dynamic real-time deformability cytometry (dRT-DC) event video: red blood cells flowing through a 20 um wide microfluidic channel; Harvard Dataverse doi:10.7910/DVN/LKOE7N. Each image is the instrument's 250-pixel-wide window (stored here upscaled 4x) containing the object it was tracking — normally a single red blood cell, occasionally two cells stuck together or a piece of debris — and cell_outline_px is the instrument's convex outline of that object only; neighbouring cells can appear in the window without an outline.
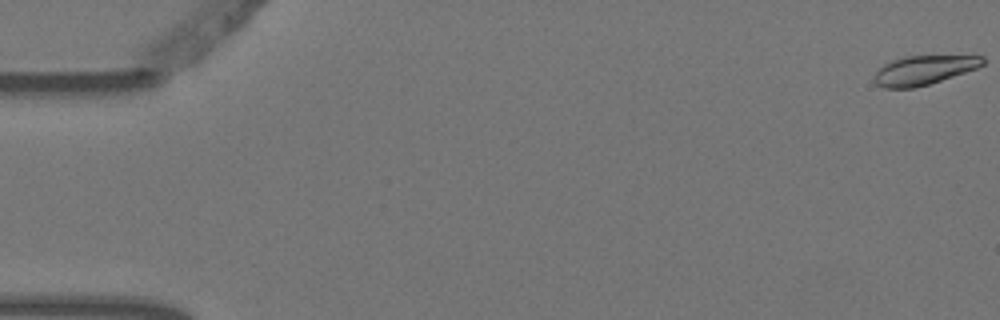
{"species": "Egyptian fruit bat (a non-hibernating species)", "species_latin": "Rousettus aegyptiacus", "temperature_condition": "warm", "stored_images_in_passage": 9, "camera_frame_rate_fps": 3000, "um_per_image_px": 0.085, "animal": {"sex": "female"}, "frame": {"image": 1, "passage_image": 1, "time_ms": 0.0, "image_size_px": [1000, 320], "cell_outline_px": [[984, 64], [976, 68], [928, 84], [912, 88], [884, 88], [876, 84], [872, 80], [876, 72], [884, 64], [892, 60], [904, 56], [984, 56]], "centroid_in_image_um": [78.47, 5.96], "position_along_channel_um": 6.5, "area_um2": 18.15}}
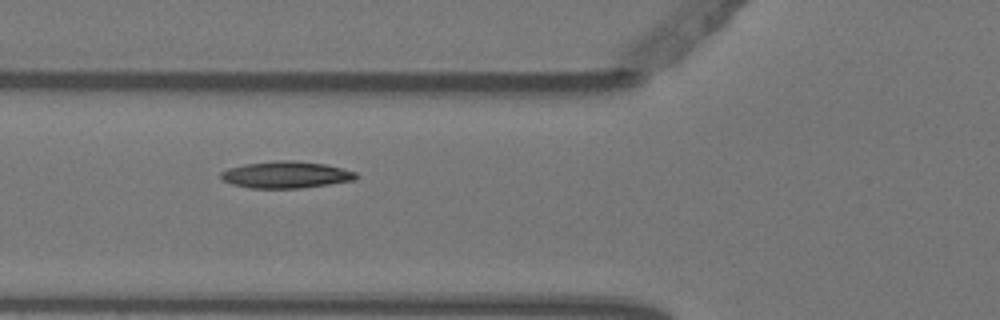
{"frame": {"image": 2, "passage_image": 6, "time_ms": 1.667, "image_size_px": [1000, 320], "cell_outline_px": [[360, 176], [356, 180], [300, 188], [252, 188], [232, 184], [224, 180], [220, 176], [220, 172], [228, 168], [244, 164], [276, 160], [292, 160], [324, 164], [356, 172]], "centroid_in_image_um": [24.31, 14.85], "position_along_channel_um": 101.5, "area_um2": 21.04}}
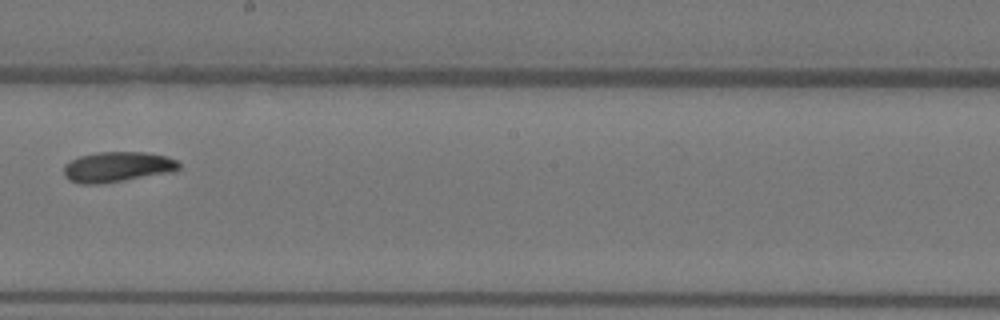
{"frame": {"image": 3, "passage_image": 9, "time_ms": 2.667, "image_size_px": [1000, 320], "cell_outline_px": [[180, 168], [172, 172], [100, 184], [80, 184], [68, 180], [64, 176], [64, 164], [80, 156], [96, 152], [144, 152], [164, 156], [176, 160], [180, 164]], "centroid_in_image_um": [9.94, 14.19], "position_along_channel_um": 238.3, "area_um2": 20.29}}